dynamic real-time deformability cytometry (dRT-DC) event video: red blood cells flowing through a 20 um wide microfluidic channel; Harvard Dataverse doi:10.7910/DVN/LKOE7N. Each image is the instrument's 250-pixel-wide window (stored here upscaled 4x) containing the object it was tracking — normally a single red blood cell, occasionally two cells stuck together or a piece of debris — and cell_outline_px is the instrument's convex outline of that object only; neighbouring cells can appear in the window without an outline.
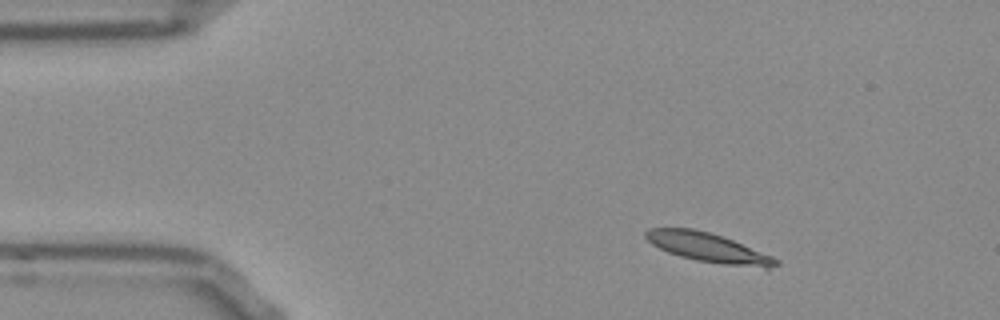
{"species": "Egyptian fruit bat (a non-hibernating species)", "species_latin": "Rousettus aegyptiacus", "temperature_condition": "room temperature", "stored_images_in_passage": 7, "camera_frame_rate_fps": 3000, "um_per_image_px": 0.085, "frame": {"image": 1, "passage_image": 1, "time_ms": 0.0, "image_size_px": [1000, 320], "cell_outline_px": [[780, 264], [768, 272], [696, 260], [680, 256], [668, 252], [652, 244], [644, 236], [644, 232], [648, 228], [692, 228], [708, 232], [732, 240], [772, 256], [780, 260]], "centroid_in_image_um": [60.34, 21.11], "position_along_channel_um": 24.7, "area_um2": 22.77}}